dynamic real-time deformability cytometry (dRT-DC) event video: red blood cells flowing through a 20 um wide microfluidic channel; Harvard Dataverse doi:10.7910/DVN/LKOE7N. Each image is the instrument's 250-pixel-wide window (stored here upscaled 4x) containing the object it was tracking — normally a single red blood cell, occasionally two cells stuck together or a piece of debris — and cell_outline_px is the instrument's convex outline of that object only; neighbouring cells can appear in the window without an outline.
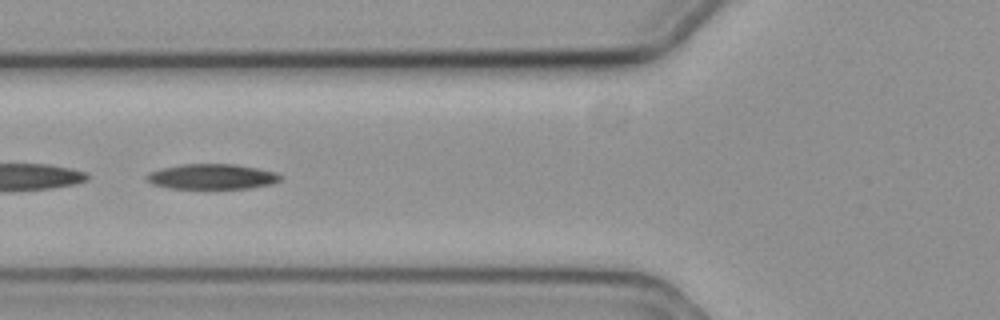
{"species": "common noctule bat (a hibernating species)", "species_latin": "Nyctalus noctula", "temperature_condition": "cold", "stored_images_in_passage": 57, "camera_frame_rate_fps": 3000, "um_per_image_px": 0.085, "animal": {"sex": "female", "body_mass_g": 19.3, "forearm_length_mm": 54.1}, "frame": {"image": 1, "passage_image": 22, "time_ms": 7.0, "image_size_px": [1000, 320], "cell_outline_px": [[284, 176], [280, 180], [272, 184], [252, 188], [208, 192], [168, 188], [152, 184], [144, 180], [144, 176], [148, 172], [180, 164], [236, 164], [276, 172]], "centroid_in_image_um": [17.99, 15.07], "position_along_channel_um": 107.8, "area_um2": 21.04}}
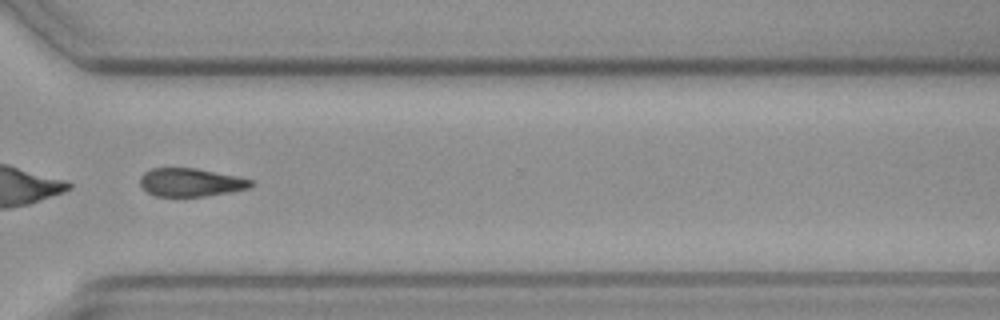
{"frame": {"image": 2, "passage_image": 43, "time_ms": 14.0, "image_size_px": [1000, 320], "cell_outline_px": [[256, 184], [248, 188], [232, 192], [204, 196], [156, 196], [148, 192], [140, 184], [140, 176], [144, 172], [152, 168], [196, 168], [236, 176], [252, 180]], "centroid_in_image_um": [16.22, 15.5], "position_along_channel_um": 354.4, "area_um2": 18.21}, "authors_computed_cell_mechanics": {"area_um2": 20.808, "velocity_mm_per_s": 3.5232, "shape_relaxation_time_tau1_ms": 5.7167, "shape_relaxation_time_tau2_ms": null, "deformation_change_tau1": 0.1326, "deformation_change_tau2": null}}